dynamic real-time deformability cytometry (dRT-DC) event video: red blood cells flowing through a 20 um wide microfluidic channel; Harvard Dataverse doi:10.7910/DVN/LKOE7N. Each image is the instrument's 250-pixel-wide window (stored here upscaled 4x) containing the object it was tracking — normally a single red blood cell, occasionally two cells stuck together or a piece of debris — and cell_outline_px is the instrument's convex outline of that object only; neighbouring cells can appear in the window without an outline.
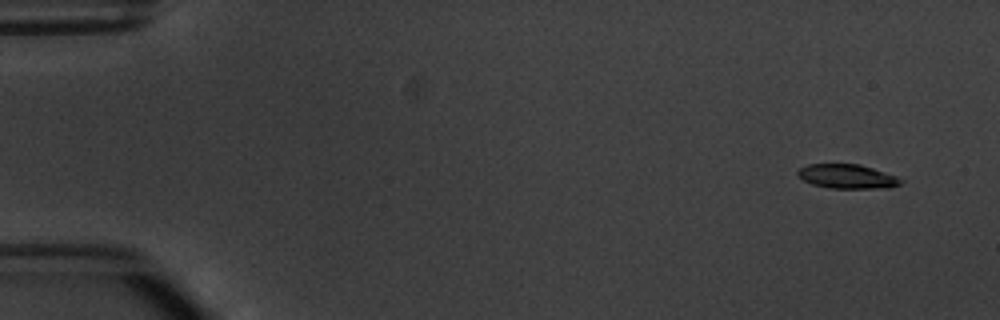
{"species": "common noctule bat (a hibernating species)", "species_latin": "Nyctalus noctula", "temperature_condition": "warm", "stored_images_in_passage": 7, "camera_frame_rate_fps": 3000, "um_per_image_px": 0.085, "animal": {"sex": "male", "body_mass_g": 20.1, "forearm_length_mm": 53.5}, "frame": {"image": 1, "passage_image": 1, "time_ms": 0.0, "image_size_px": [1000, 320], "cell_outline_px": [[904, 180], [900, 184], [888, 188], [828, 188], [812, 184], [796, 176], [796, 172], [800, 168], [808, 164], [860, 164], [896, 176]], "centroid_in_image_um": [71.99, 15.0], "position_along_channel_um": 13.0, "area_um2": 14.57}}
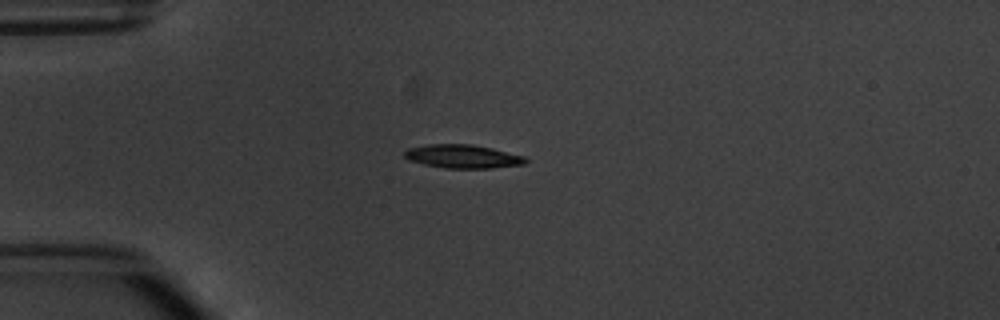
{"frame": {"image": 2, "passage_image": 4, "time_ms": 3.667, "image_size_px": [1000, 320], "cell_outline_px": [[528, 160], [524, 164], [492, 168], [444, 168], [424, 164], [408, 160], [404, 156], [404, 152], [408, 148], [428, 144], [472, 144], [492, 148], [524, 156]], "centroid_in_image_um": [39.32, 13.29], "position_along_channel_um": 45.7, "area_um2": 16.59}}
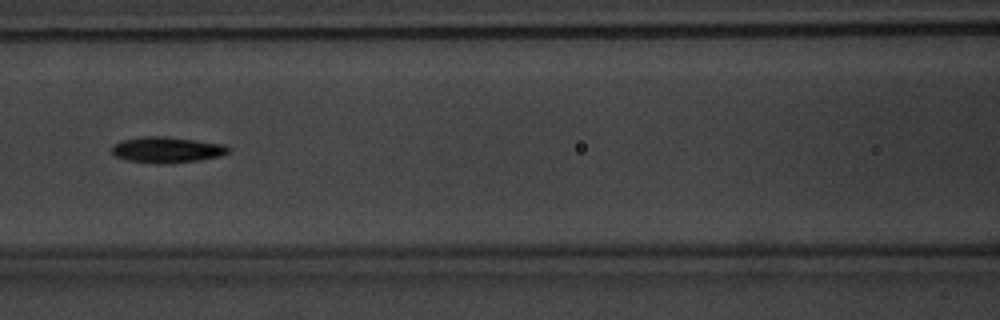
{"frame": {"image": 3, "passage_image": 7, "time_ms": 7.0, "image_size_px": [1000, 320], "cell_outline_px": [[232, 148], [228, 152], [220, 156], [200, 160], [164, 164], [156, 164], [128, 160], [116, 156], [112, 152], [112, 144], [120, 140], [144, 136], [168, 136], [224, 144]], "centroid_in_image_um": [14.19, 12.72], "position_along_channel_um": 152.4, "area_um2": 17.8}}